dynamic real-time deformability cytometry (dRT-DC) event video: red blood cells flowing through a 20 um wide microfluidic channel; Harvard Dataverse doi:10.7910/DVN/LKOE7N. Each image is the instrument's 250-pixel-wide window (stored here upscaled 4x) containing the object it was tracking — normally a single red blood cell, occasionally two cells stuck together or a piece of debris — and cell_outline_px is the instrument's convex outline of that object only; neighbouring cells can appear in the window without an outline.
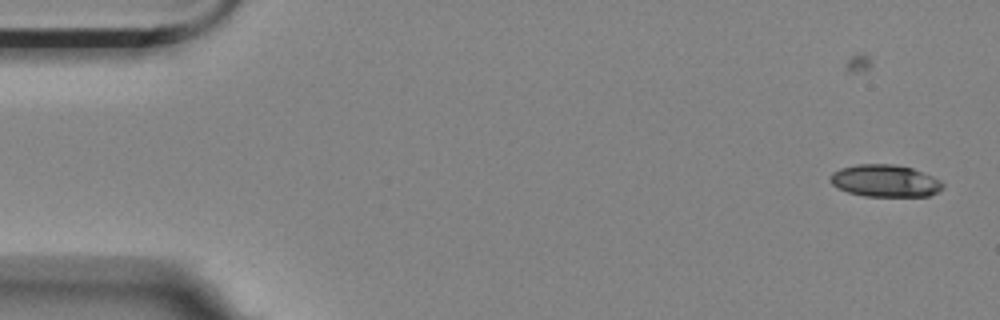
{"species": "Egyptian fruit bat (a non-hibernating species)", "species_latin": "Rousettus aegyptiacus", "temperature_condition": "room temperature", "stored_images_in_passage": 44, "camera_frame_rate_fps": 3000, "um_per_image_px": 0.085, "animal": {"sex": "female"}, "frame": {"image": 1, "passage_image": 1, "time_ms": 0.0, "image_size_px": [1000, 320], "cell_outline_px": [[944, 188], [928, 196], [864, 196], [848, 192], [836, 188], [828, 180], [828, 176], [832, 172], [840, 168], [856, 164], [892, 164], [912, 168], [932, 176], [940, 180], [944, 184]], "centroid_in_image_um": [75.18, 15.37], "position_along_channel_um": 9.8, "area_um2": 21.27}}
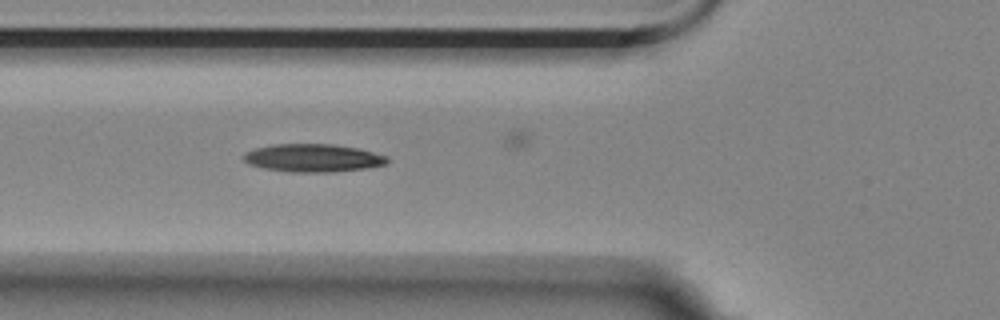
{"frame": {"image": 2, "passage_image": 19, "time_ms": 6.0, "image_size_px": [1000, 320], "cell_outline_px": [[388, 164], [368, 168], [332, 172], [288, 172], [264, 168], [248, 164], [240, 156], [244, 152], [256, 148], [276, 144], [332, 144], [360, 148], [388, 156]], "centroid_in_image_um": [26.62, 13.43], "position_along_channel_um": 99.2, "area_um2": 23.7}}
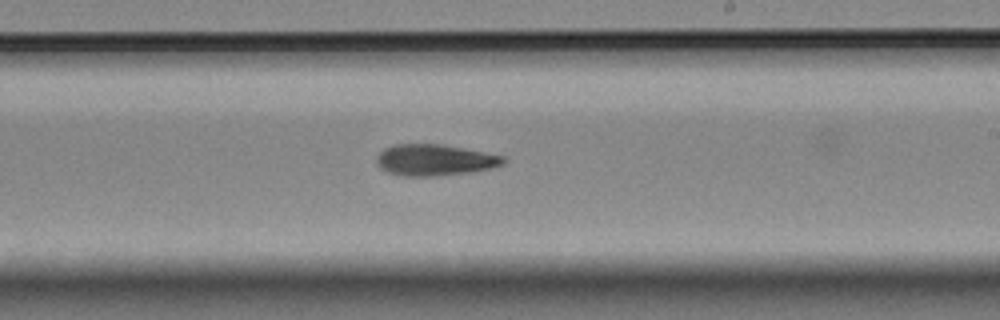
{"frame": {"image": 3, "passage_image": 32, "time_ms": 10.333, "image_size_px": [1000, 320], "cell_outline_px": [[504, 164], [492, 168], [472, 172], [432, 176], [400, 176], [388, 172], [380, 168], [376, 164], [376, 156], [384, 148], [392, 144], [440, 144], [464, 148], [504, 156]], "centroid_in_image_um": [36.91, 13.6], "position_along_channel_um": 252.1, "area_um2": 23.24}}